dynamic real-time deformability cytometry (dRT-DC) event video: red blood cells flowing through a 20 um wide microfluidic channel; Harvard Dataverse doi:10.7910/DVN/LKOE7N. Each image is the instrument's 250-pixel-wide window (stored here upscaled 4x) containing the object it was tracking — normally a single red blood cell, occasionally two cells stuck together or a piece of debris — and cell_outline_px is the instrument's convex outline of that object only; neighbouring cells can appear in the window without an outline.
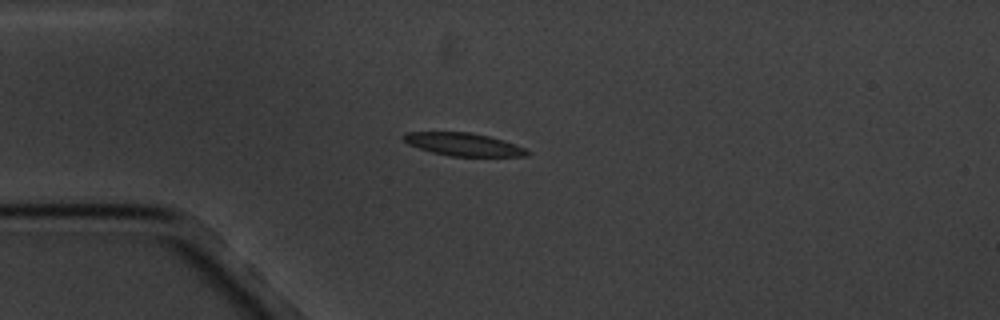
{"species": "common noctule bat (a hibernating species)", "species_latin": "Nyctalus noctula", "temperature_condition": "cold", "stored_images_in_passage": 5, "camera_frame_rate_fps": 3000, "um_per_image_px": 0.085, "animal": {"sex": "male", "body_mass_g": 20.1, "forearm_length_mm": 53.5}, "frame": {"image": 1, "passage_image": 3, "time_ms": 2.333, "image_size_px": [1000, 320], "cell_outline_px": [[532, 152], [528, 156], [448, 156], [432, 152], [408, 144], [400, 136], [404, 132], [468, 132], [488, 136], [524, 148]], "centroid_in_image_um": [39.34, 12.27], "position_along_channel_um": 45.7, "area_um2": 16.3}}
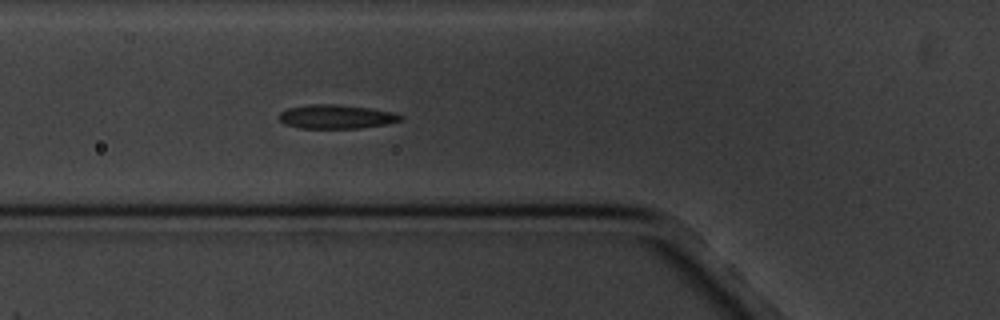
{"frame": {"image": 2, "passage_image": 5, "time_ms": 4.333, "image_size_px": [1000, 320], "cell_outline_px": [[404, 116], [400, 120], [388, 124], [360, 128], [300, 128], [284, 124], [280, 120], [280, 112], [288, 108], [312, 104], [336, 104], [372, 108], [396, 112]], "centroid_in_image_um": [28.63, 9.91], "position_along_channel_um": 97.2, "area_um2": 17.05}}